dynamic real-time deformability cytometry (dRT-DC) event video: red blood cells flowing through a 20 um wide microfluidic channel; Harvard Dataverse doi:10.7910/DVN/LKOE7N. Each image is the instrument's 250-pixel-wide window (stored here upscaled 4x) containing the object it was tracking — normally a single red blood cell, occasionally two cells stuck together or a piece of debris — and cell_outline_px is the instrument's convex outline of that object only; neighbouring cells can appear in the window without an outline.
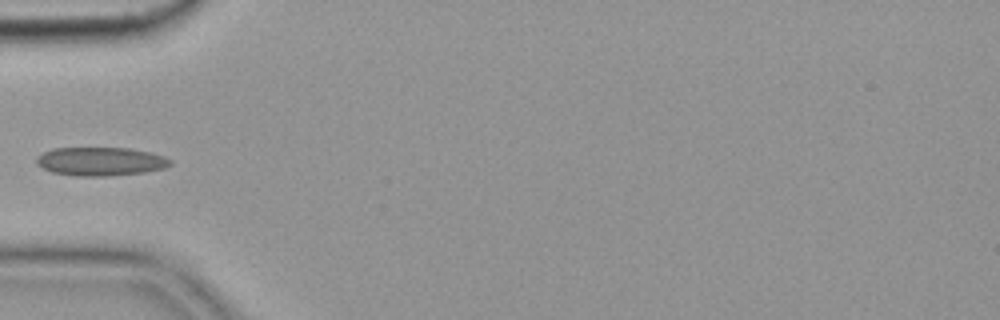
{"species": "common noctule bat (a hibernating species)", "species_latin": "Nyctalus noctula", "temperature_condition": "cold", "stored_images_in_passage": 38, "camera_frame_rate_fps": 3000, "um_per_image_px": 0.085, "animal": {"sex": "female", "body_mass_g": 19.9}, "frame": {"image": 1, "passage_image": 1, "time_ms": 0.0, "image_size_px": [1000, 320], "cell_outline_px": [[172, 164], [164, 168], [144, 172], [108, 176], [76, 176], [52, 172], [36, 164], [36, 156], [52, 148], [128, 148], [152, 152], [164, 156], [172, 160]], "centroid_in_image_um": [8.56, 13.72], "position_along_channel_um": 76.4, "area_um2": 22.37}}
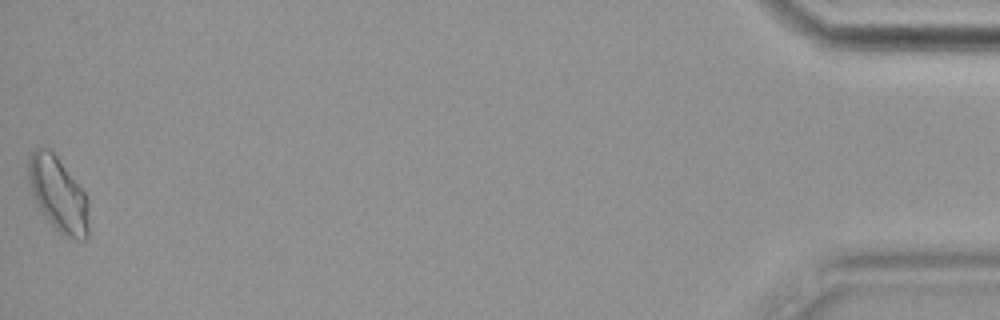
{"frame": {"image": 2, "passage_image": 38, "time_ms": 12.333, "image_size_px": [1000, 320], "cell_outline_px": [[88, 236], [84, 240], [80, 240], [64, 236], [48, 220], [36, 204], [32, 196], [28, 180], [28, 160], [32, 152], [36, 148], [48, 148], [56, 156], [84, 192], [88, 200]], "centroid_in_image_um": [4.93, 16.53], "position_along_channel_um": 430.3, "area_um2": 25.95}}